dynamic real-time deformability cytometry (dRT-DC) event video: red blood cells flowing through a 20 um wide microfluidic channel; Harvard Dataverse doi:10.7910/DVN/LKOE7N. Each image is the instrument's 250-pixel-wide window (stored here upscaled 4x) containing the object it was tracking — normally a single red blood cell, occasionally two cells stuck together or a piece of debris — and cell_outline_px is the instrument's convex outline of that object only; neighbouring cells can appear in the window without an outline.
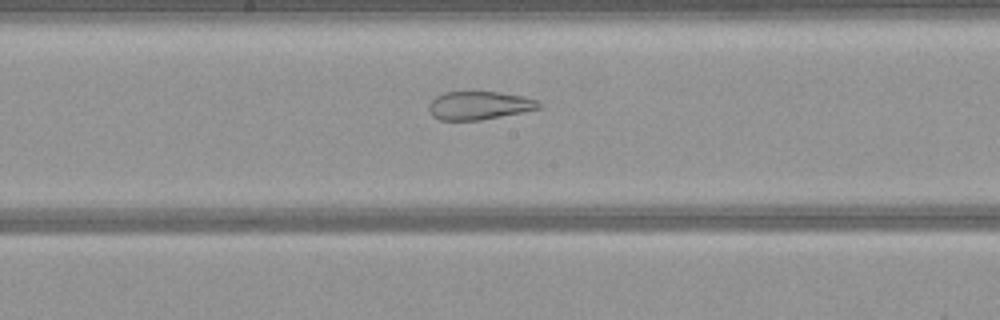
{"species": "common noctule bat (a hibernating species)", "species_latin": "Nyctalus noctula", "temperature_condition": "warm", "stored_images_in_passage": 44, "camera_frame_rate_fps": 3000, "um_per_image_px": 0.085, "animal": {"sex": "female", "body_mass_g": 21.9}, "frame": {"image": 1, "passage_image": 19, "time_ms": 6.0, "image_size_px": [1000, 320], "cell_outline_px": [[544, 104], [540, 108], [480, 120], [440, 120], [432, 116], [428, 108], [428, 104], [436, 96], [444, 92], [472, 88], [500, 92], [524, 96], [536, 100]], "centroid_in_image_um": [40.69, 8.9], "position_along_channel_um": 207.5, "area_um2": 18.9}}
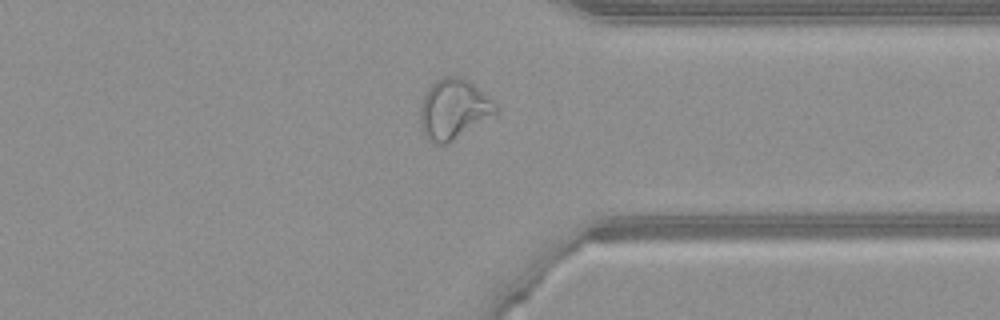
{"frame": {"image": 2, "passage_image": 32, "time_ms": 10.333, "image_size_px": [1000, 320], "cell_outline_px": [[500, 112], [452, 140], [444, 144], [432, 144], [428, 140], [420, 124], [420, 104], [424, 92], [436, 80], [444, 76], [460, 76], [468, 80], [492, 100], [500, 108]], "centroid_in_image_um": [38.55, 9.26], "position_along_channel_um": 372.9, "area_um2": 26.41}}